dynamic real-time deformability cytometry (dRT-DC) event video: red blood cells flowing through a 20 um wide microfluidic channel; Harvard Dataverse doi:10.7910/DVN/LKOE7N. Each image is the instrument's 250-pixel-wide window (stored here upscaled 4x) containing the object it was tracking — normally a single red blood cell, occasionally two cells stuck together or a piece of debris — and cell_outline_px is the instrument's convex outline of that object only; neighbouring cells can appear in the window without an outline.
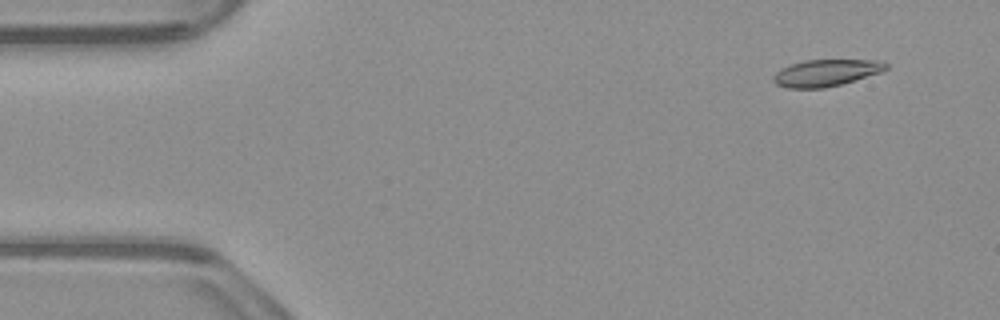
{"species": "common noctule bat (a hibernating species)", "species_latin": "Nyctalus noctula", "temperature_condition": "warm", "stored_images_in_passage": 52, "camera_frame_rate_fps": 3000, "um_per_image_px": 0.085, "animal": {"sex": "male", "body_mass_g": 23.1, "forearm_length_mm": 52.7}, "frame": {"image": 1, "passage_image": 4, "time_ms": 1.0, "image_size_px": [1000, 320], "cell_outline_px": [[888, 68], [880, 72], [840, 84], [824, 88], [788, 88], [776, 84], [772, 80], [772, 76], [776, 72], [792, 64], [804, 60], [880, 60], [888, 64]], "centroid_in_image_um": [70.2, 6.19], "position_along_channel_um": 14.8, "area_um2": 17.34}}
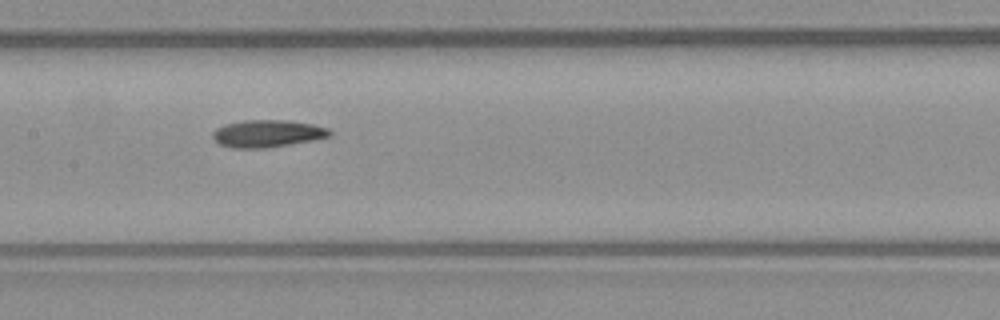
{"frame": {"image": 2, "passage_image": 25, "time_ms": 8.0, "image_size_px": [1000, 320], "cell_outline_px": [[332, 136], [312, 140], [264, 148], [232, 148], [220, 144], [212, 136], [212, 132], [216, 128], [224, 124], [244, 120], [284, 120], [312, 124], [328, 128], [332, 132]], "centroid_in_image_um": [22.71, 11.34], "position_along_channel_um": 184.7, "area_um2": 18.5}}
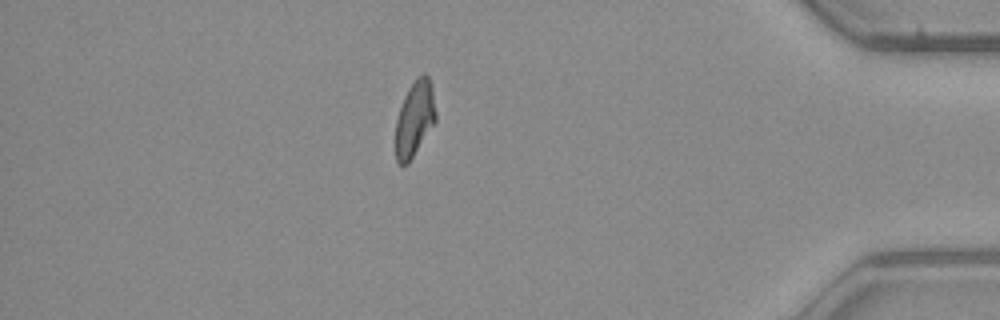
{"frame": {"image": 3, "passage_image": 45, "time_ms": 14.667, "image_size_px": [1000, 320], "cell_outline_px": [[436, 120], [408, 164], [400, 164], [396, 160], [396, 120], [404, 96], [408, 88], [424, 72], [428, 76], [432, 84], [436, 112]], "centroid_in_image_um": [35.25, 10.08], "position_along_channel_um": 399.9, "area_um2": 17.46}, "authors_computed_cell_mechanics": {"area_um2": 18.207, "velocity_mm_per_s": 3.9204, "shape_relaxation_time_tau1_ms": 7.7835, "shape_relaxation_time_tau2_ms": null, "deformation_change_tau1": 0.187, "deformation_change_tau2": null}}